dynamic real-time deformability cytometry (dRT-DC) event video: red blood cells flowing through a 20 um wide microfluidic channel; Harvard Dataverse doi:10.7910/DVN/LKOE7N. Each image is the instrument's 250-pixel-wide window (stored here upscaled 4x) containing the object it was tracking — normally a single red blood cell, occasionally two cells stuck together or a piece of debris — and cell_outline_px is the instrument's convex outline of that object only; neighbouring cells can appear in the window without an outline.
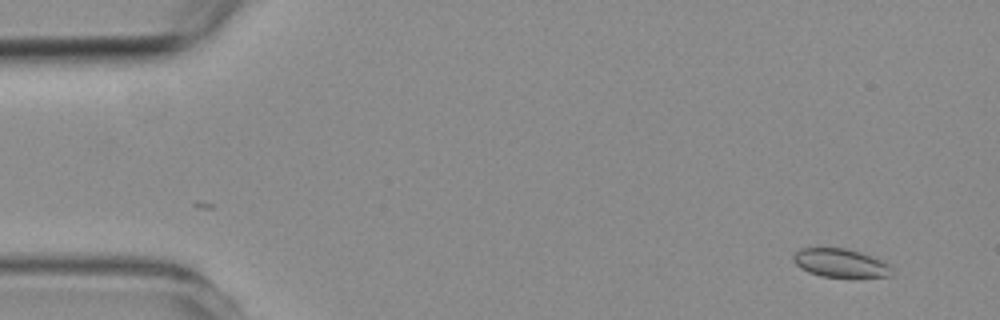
{"species": "common noctule bat (a hibernating species)", "species_latin": "Nyctalus noctula", "temperature_condition": "room temperature", "stored_images_in_passage": 4, "camera_frame_rate_fps": 3000, "um_per_image_px": 0.085, "animal": {"sex": "female", "body_mass_g": 19.3, "forearm_length_mm": 54.1}, "frame": {"image": 1, "passage_image": 1, "time_ms": 0.0, "image_size_px": [1000, 320], "cell_outline_px": [[892, 276], [820, 276], [808, 272], [800, 268], [792, 260], [792, 256], [800, 248], [848, 248], [872, 256], [888, 264], [892, 268]], "centroid_in_image_um": [71.4, 22.34], "position_along_channel_um": 13.6, "area_um2": 16.18}}
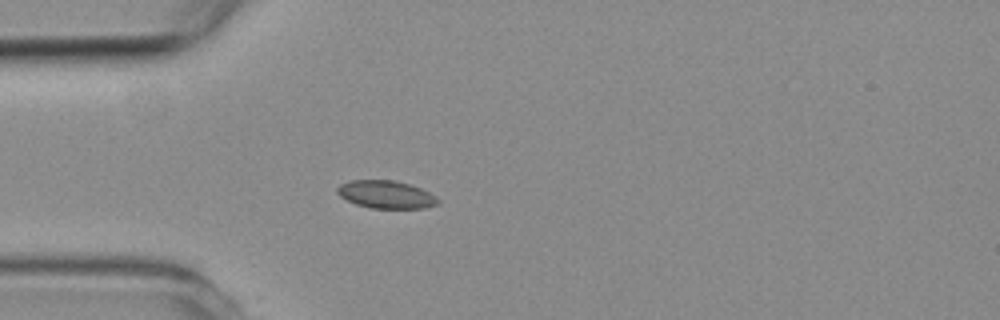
{"frame": {"image": 2, "passage_image": 4, "time_ms": 3.667, "image_size_px": [1000, 320], "cell_outline_px": [[440, 204], [424, 208], [372, 208], [356, 204], [340, 196], [336, 192], [336, 188], [340, 184], [348, 180], [396, 180], [420, 188], [436, 196], [440, 200]], "centroid_in_image_um": [32.82, 16.53], "position_along_channel_um": 52.2, "area_um2": 16.36}}